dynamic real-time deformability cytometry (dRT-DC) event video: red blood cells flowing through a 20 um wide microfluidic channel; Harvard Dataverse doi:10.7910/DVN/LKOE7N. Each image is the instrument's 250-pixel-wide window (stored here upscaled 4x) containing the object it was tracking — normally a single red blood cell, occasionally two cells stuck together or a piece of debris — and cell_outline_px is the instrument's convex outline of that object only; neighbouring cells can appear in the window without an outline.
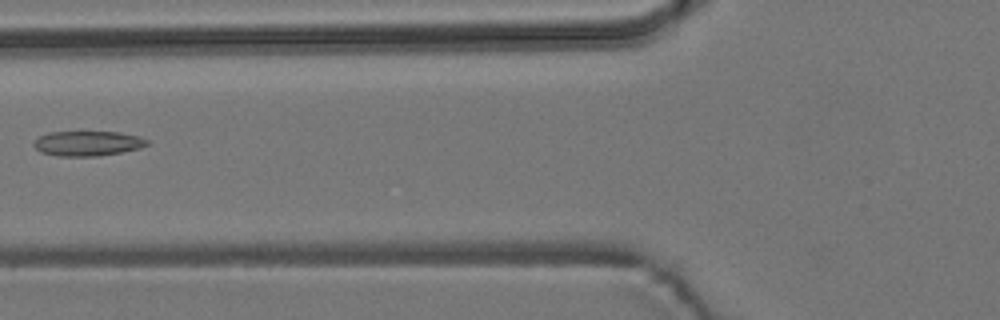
{"species": "common noctule bat (a hibernating species)", "species_latin": "Nyctalus noctula", "temperature_condition": "room temperature", "stored_images_in_passage": 5, "camera_frame_rate_fps": 3000, "um_per_image_px": 0.085, "animal": {"sex": "male", "body_mass_g": 19.2, "forearm_length_mm": 51.8}, "frame": {"image": 1, "passage_image": 5, "time_ms": 4.667, "image_size_px": [1000, 320], "cell_outline_px": [[148, 144], [140, 148], [100, 156], [56, 156], [40, 152], [32, 144], [40, 136], [48, 132], [120, 132], [140, 136], [148, 140]], "centroid_in_image_um": [7.45, 12.19], "position_along_channel_um": 118.4, "area_um2": 16.47}}